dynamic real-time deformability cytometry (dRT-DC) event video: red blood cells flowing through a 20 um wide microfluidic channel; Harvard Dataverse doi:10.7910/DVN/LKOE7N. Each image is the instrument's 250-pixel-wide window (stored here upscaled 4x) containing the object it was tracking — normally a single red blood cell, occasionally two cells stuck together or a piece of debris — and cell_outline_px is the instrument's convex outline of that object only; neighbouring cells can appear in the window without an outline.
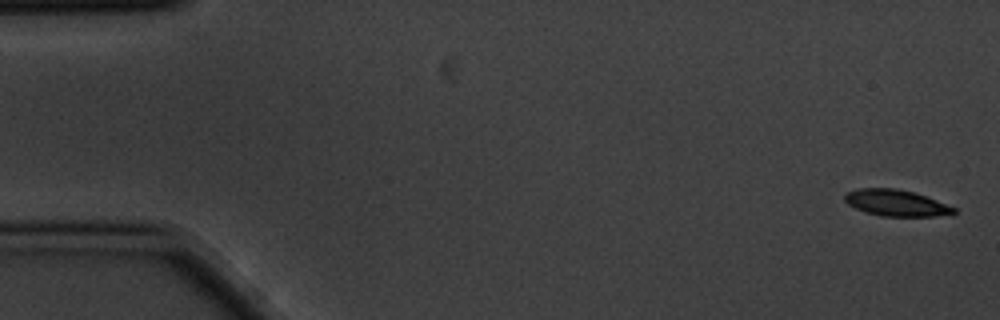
{"species": "common noctule bat (a hibernating species)", "species_latin": "Nyctalus noctula", "temperature_condition": "cold", "stored_images_in_passage": 9, "camera_frame_rate_fps": 3000, "um_per_image_px": 0.085, "animal": {"sex": "male", "body_mass_g": 20.1, "forearm_length_mm": 53.5}, "frame": {"image": 1, "passage_image": 1, "time_ms": 0.0, "image_size_px": [1000, 320], "cell_outline_px": [[956, 212], [936, 216], [880, 216], [864, 212], [848, 204], [844, 200], [844, 196], [848, 192], [856, 188], [896, 188], [916, 192], [956, 208]], "centroid_in_image_um": [76.14, 17.24], "position_along_channel_um": 8.9, "area_um2": 16.76}}
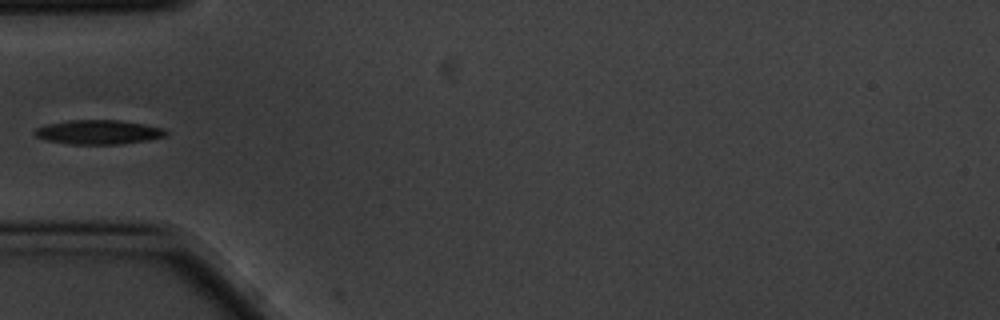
{"frame": {"image": 2, "passage_image": 6, "time_ms": 1.667, "image_size_px": [1000, 320], "cell_outline_px": [[168, 132], [164, 136], [148, 140], [120, 144], [68, 144], [44, 140], [36, 136], [32, 132], [36, 128], [48, 124], [68, 120], [120, 120], [144, 124], [164, 128]], "centroid_in_image_um": [8.34, 11.23], "position_along_channel_um": 76.7, "area_um2": 18.61}}